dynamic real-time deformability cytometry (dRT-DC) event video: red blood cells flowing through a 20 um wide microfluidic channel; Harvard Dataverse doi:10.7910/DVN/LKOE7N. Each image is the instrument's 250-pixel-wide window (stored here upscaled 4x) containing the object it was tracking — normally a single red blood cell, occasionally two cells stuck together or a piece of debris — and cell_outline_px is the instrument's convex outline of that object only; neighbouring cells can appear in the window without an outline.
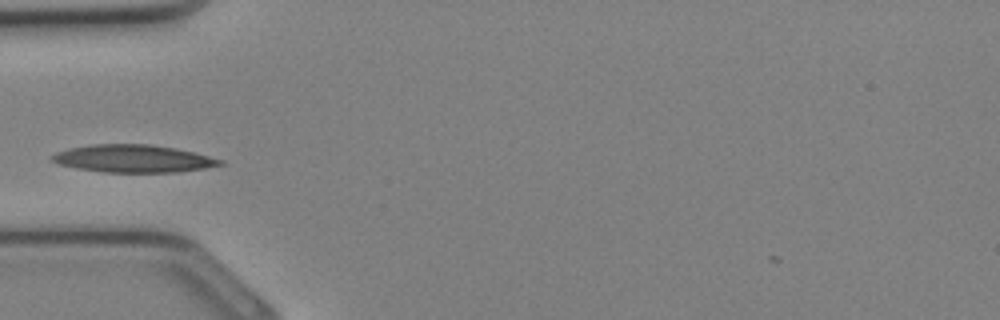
{"species": "Egyptian fruit bat (a non-hibernating species)", "species_latin": "Rousettus aegyptiacus", "temperature_condition": "cold", "stored_images_in_passage": 25, "camera_frame_rate_fps": 3000, "um_per_image_px": 0.085, "animal": {"sex": "female"}, "frame": {"image": 1, "passage_image": 1, "time_ms": 0.0, "image_size_px": [1000, 320], "cell_outline_px": [[224, 164], [204, 168], [180, 172], [104, 172], [76, 168], [56, 164], [48, 156], [56, 152], [68, 148], [88, 144], [148, 144], [176, 148], [196, 152], [224, 160]], "centroid_in_image_um": [11.3, 13.47], "position_along_channel_um": 73.7, "area_um2": 27.34}}
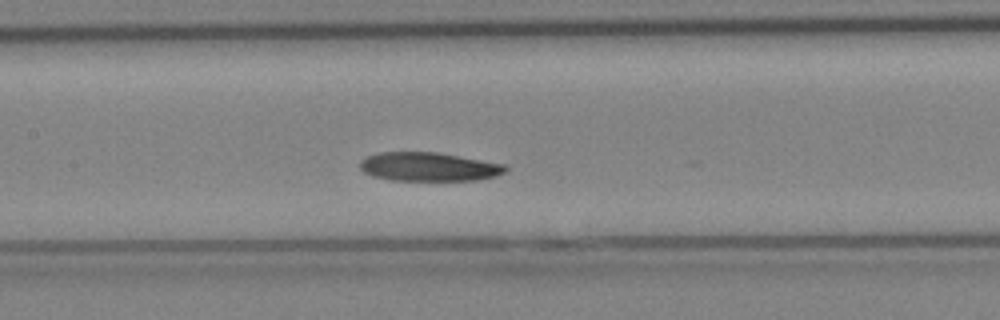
{"frame": {"image": 2, "passage_image": 6, "time_ms": 1.667, "image_size_px": [1000, 320], "cell_outline_px": [[508, 168], [504, 172], [496, 176], [480, 180], [392, 180], [372, 176], [364, 172], [360, 168], [360, 160], [368, 156], [380, 152], [436, 152], [508, 164]], "centroid_in_image_um": [36.48, 14.17], "position_along_channel_um": 170.9, "area_um2": 24.51}}
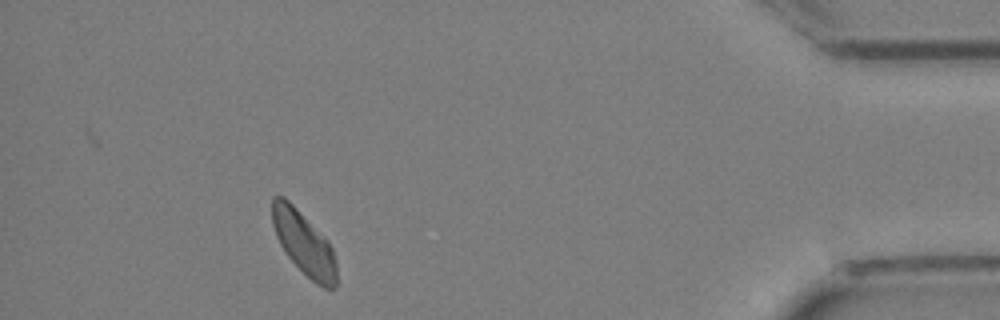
{"frame": {"image": 3, "passage_image": 21, "time_ms": 6.667, "image_size_px": [1000, 320], "cell_outline_px": [[336, 288], [324, 288], [316, 284], [288, 256], [280, 244], [276, 236], [272, 224], [272, 196], [284, 196], [328, 240], [332, 248], [336, 260]], "centroid_in_image_um": [25.83, 20.67], "position_along_channel_um": 409.4, "area_um2": 23.47}}